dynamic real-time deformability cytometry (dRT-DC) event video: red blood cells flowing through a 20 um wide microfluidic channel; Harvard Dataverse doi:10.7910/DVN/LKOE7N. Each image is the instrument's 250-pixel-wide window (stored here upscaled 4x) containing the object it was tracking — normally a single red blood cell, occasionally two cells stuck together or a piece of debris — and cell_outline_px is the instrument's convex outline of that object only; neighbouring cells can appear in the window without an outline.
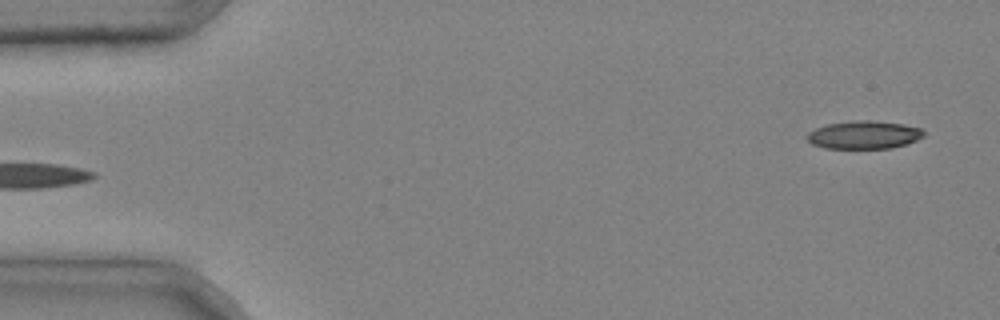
{"species": "common noctule bat (a hibernating species)", "species_latin": "Nyctalus noctula", "temperature_condition": "cold", "stored_images_in_passage": 4, "segment_of_instrument_passage": [2, 2], "camera_frame_rate_fps": 3000, "um_per_image_px": 0.085, "animal": {"sex": "male", "body_mass_g": 20.4}, "frame": {"image": 1, "passage_image": 4, "time_ms": 1.0, "image_size_px": [1000, 320], "cell_outline_px": [[924, 136], [916, 140], [892, 148], [824, 148], [812, 144], [808, 140], [808, 132], [816, 128], [828, 124], [856, 120], [868, 120], [904, 124], [920, 128], [924, 132]], "centroid_in_image_um": [73.44, 11.46], "position_along_channel_um": 11.6, "area_um2": 18.84}}